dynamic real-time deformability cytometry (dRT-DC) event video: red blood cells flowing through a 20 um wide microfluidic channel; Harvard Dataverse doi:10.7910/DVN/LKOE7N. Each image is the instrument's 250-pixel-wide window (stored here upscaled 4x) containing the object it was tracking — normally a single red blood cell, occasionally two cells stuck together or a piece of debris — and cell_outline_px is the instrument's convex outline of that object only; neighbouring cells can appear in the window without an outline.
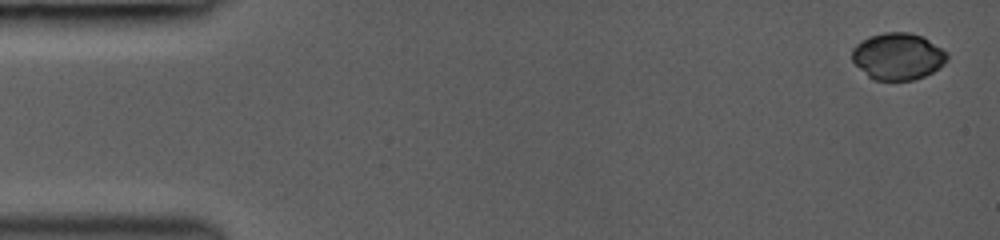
{"species": "common noctule bat (a hibernating species)", "species_latin": "Nyctalus noctula", "temperature_condition": "room temperature", "stored_images_in_passage": 13, "camera_frame_rate_fps": 3000, "um_per_image_px": 0.085, "animal": {"sex": "female", "body_mass_g": 19.0, "forearm_length_mm": 53.3}, "frame": {"image": 1, "passage_image": 1, "time_ms": 0.0, "image_size_px": [1000, 240], "cell_outline_px": [[948, 60], [940, 68], [924, 76], [912, 80], [872, 80], [852, 60], [852, 48], [860, 40], [868, 36], [884, 32], [908, 32], [924, 36], [948, 52]], "centroid_in_image_um": [76.34, 4.77], "position_along_channel_um": 8.7, "area_um2": 26.24}}
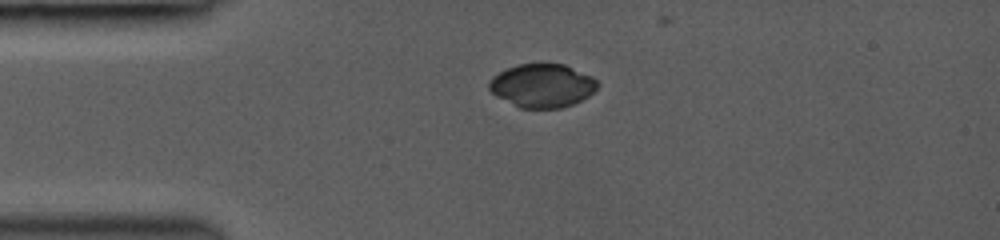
{"frame": {"image": 2, "passage_image": 9, "time_ms": 3.333, "image_size_px": [1000, 240], "cell_outline_px": [[600, 84], [588, 96], [572, 104], [560, 108], [520, 108], [496, 96], [488, 88], [488, 84], [492, 76], [516, 64], [544, 60], [564, 64], [592, 76]], "centroid_in_image_um": [46.08, 7.23], "position_along_channel_um": 38.9, "area_um2": 28.03}}